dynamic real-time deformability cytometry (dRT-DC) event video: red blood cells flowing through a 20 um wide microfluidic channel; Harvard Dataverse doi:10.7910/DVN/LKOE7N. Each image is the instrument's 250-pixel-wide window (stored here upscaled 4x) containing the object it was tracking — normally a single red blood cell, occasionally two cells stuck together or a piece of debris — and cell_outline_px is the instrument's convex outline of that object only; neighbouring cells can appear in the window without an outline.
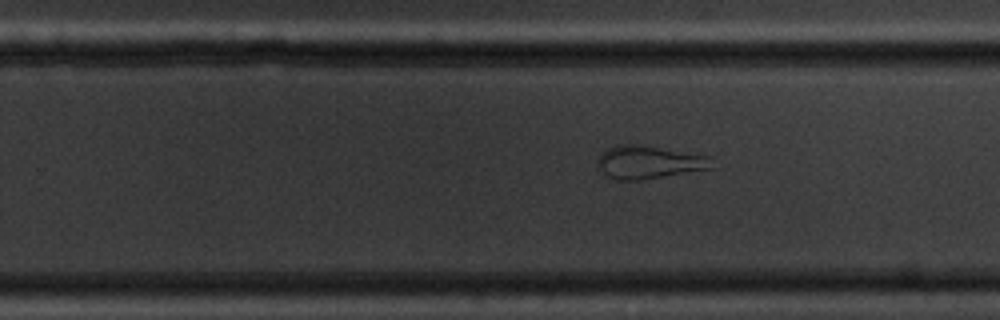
{"species": "common noctule bat (a hibernating species)", "species_latin": "Nyctalus noctula", "temperature_condition": "cold", "stored_images_in_passage": 17, "segment_of_instrument_passage": [1, 2], "camera_frame_rate_fps": 3000, "um_per_image_px": 0.085, "animal": {"sex": "male", "body_mass_g": 20.1, "forearm_length_mm": 53.5}, "frame": {"image": 1, "passage_image": 10, "time_ms": 11.0, "image_size_px": [1000, 320], "cell_outline_px": [[716, 168], [640, 180], [616, 180], [608, 176], [600, 168], [596, 160], [608, 148], [616, 144], [636, 144], [708, 156]], "centroid_in_image_um": [55.17, 13.8], "position_along_channel_um": 274.6, "area_um2": 21.73}}
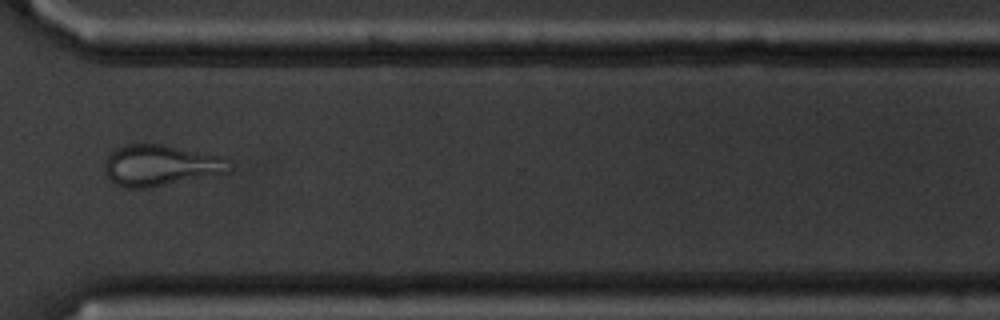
{"frame": {"image": 2, "passage_image": 12, "time_ms": 13.333, "image_size_px": [1000, 320], "cell_outline_px": [[232, 168], [228, 172], [148, 188], [124, 188], [116, 184], [108, 176], [104, 164], [108, 156], [116, 148], [124, 144], [164, 144], [220, 156]], "centroid_in_image_um": [13.6, 14.05], "position_along_channel_um": 357.0, "area_um2": 29.42}}
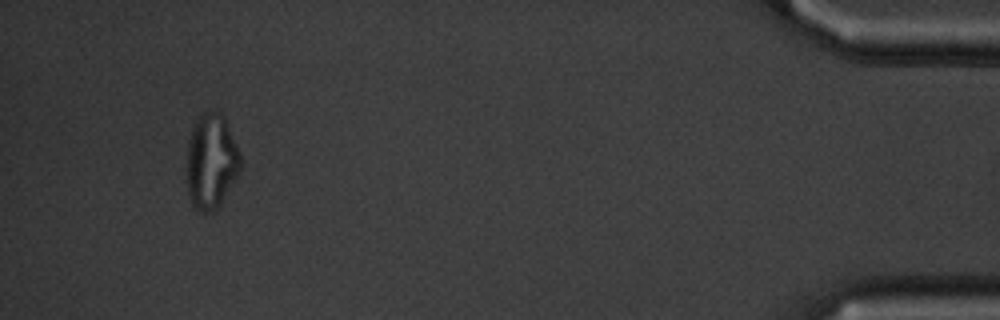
{"frame": {"image": 3, "passage_image": 15, "time_ms": 17.0, "image_size_px": [1000, 320], "cell_outline_px": [[240, 172], [216, 212], [204, 212], [196, 208], [192, 204], [188, 192], [188, 140], [192, 128], [196, 120], [204, 112], [212, 108], [220, 112], [224, 116], [240, 156]], "centroid_in_image_um": [17.96, 13.72], "position_along_channel_um": 417.2, "area_um2": 29.59}}